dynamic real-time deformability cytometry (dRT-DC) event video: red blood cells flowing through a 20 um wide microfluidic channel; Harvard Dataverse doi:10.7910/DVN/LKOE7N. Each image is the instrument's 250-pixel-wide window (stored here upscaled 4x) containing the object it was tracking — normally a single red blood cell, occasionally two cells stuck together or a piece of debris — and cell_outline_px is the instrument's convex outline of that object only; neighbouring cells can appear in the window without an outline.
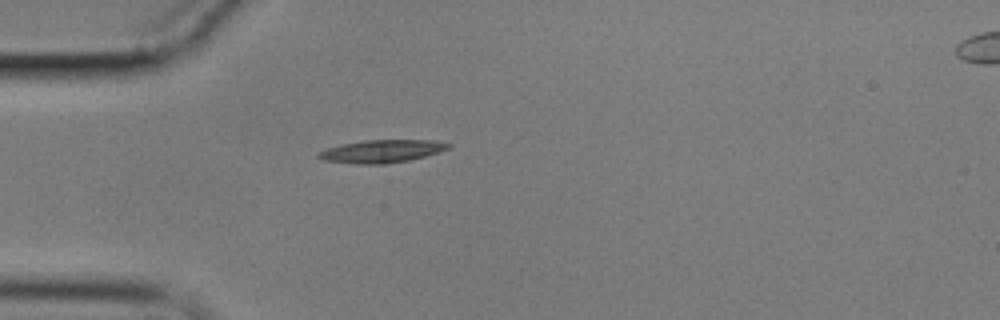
{"species": "common noctule bat (a hibernating species)", "species_latin": "Nyctalus noctula", "temperature_condition": "cold", "stored_images_in_passage": 43, "camera_frame_rate_fps": 3000, "um_per_image_px": 0.085, "animal": {"sex": "male", "body_mass_g": 17.9}, "frame": {"image": 1, "passage_image": 1, "time_ms": 0.0, "image_size_px": [1000, 320], "cell_outline_px": [[452, 148], [440, 152], [408, 160], [384, 164], [356, 164], [324, 160], [316, 156], [316, 152], [328, 148], [344, 144], [364, 140], [436, 140], [452, 144]], "centroid_in_image_um": [32.48, 12.85], "position_along_channel_um": 52.5, "area_um2": 17.28}}
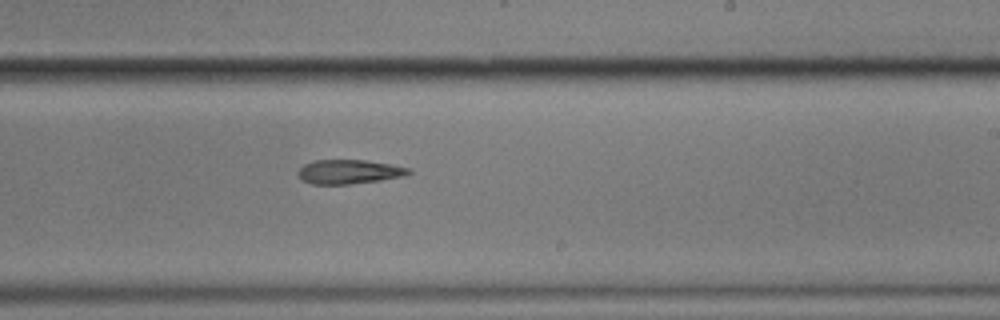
{"frame": {"image": 2, "passage_image": 20, "time_ms": 6.333, "image_size_px": [1000, 320], "cell_outline_px": [[412, 172], [404, 176], [380, 180], [348, 184], [312, 184], [304, 180], [296, 172], [304, 164], [316, 160], [364, 160], [392, 164], [408, 168]], "centroid_in_image_um": [29.67, 14.59], "position_along_channel_um": 259.3, "area_um2": 15.43}}
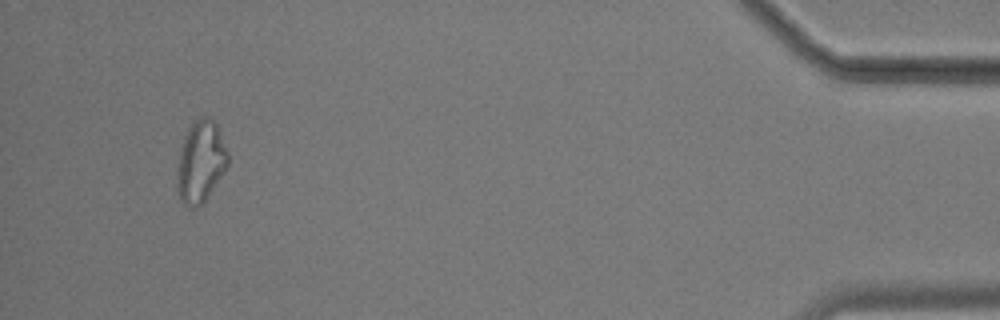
{"frame": {"image": 3, "passage_image": 40, "time_ms": 13.0, "image_size_px": [1000, 320], "cell_outline_px": [[228, 164], [224, 172], [204, 200], [196, 208], [192, 208], [184, 204], [176, 188], [176, 180], [180, 148], [184, 136], [188, 128], [196, 120], [204, 116], [208, 116], [216, 124], [220, 132], [228, 152]], "centroid_in_image_um": [17.04, 13.73], "position_along_channel_um": 418.2, "area_um2": 23.93}}